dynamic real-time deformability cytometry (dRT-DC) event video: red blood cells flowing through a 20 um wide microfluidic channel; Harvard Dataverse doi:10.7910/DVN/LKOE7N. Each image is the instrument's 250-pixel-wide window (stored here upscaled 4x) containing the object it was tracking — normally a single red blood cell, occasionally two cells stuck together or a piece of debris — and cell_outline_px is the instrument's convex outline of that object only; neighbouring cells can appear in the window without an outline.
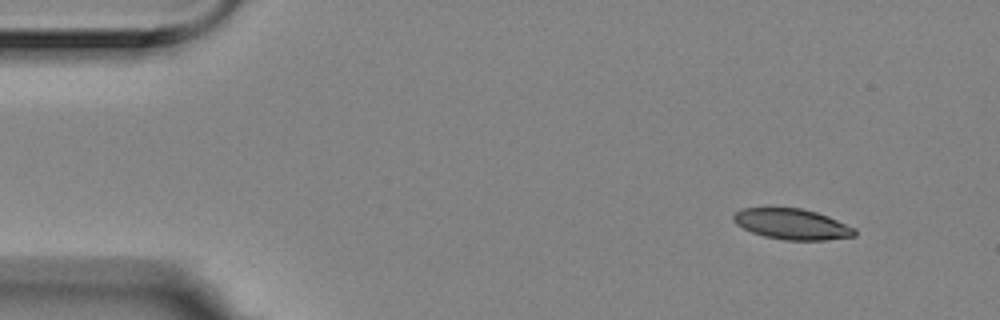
{"species": "Egyptian fruit bat (a non-hibernating species)", "species_latin": "Rousettus aegyptiacus", "temperature_condition": "room temperature", "stored_images_in_passage": 3, "segment_of_instrument_passage": [2, 2], "camera_frame_rate_fps": 3000, "um_per_image_px": 0.085, "animal": {"sex": "female"}, "frame": {"image": 1, "passage_image": 3, "time_ms": 0.667, "image_size_px": [1000, 320], "cell_outline_px": [[856, 236], [824, 240], [784, 240], [764, 236], [752, 232], [736, 224], [732, 220], [732, 216], [740, 208], [800, 208], [816, 212], [828, 216], [856, 228]], "centroid_in_image_um": [67.32, 19.05], "position_along_channel_um": 17.7, "area_um2": 21.68}}